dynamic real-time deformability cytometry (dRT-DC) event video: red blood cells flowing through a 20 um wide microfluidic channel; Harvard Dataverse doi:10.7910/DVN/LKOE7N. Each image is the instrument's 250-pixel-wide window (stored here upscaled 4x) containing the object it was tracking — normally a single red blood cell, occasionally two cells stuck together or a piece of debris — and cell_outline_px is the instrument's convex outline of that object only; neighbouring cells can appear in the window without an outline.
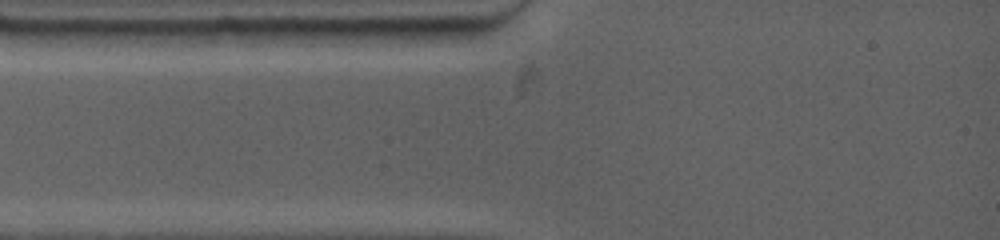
{"species": "common noctule bat (a hibernating species)", "species_latin": "Nyctalus noctula", "temperature_condition": "warm", "stored_images_in_passage": 4, "camera_frame_rate_fps": 4500, "um_per_image_px": 0.085, "animal": {"sex": "female", "body_mass_g": 19.0, "forearm_length_mm": 53.3}, "frame": {"image": 1, "passage_image": 1, "time_ms": 0.0, "image_size_px": [1000, 240], "cell_outline_px": [[484, 32], [452, 44], [436, 48], [388, 48], [364, 32], [364, 28], [484, 28]], "centroid_in_image_um": [35.77, 3.11], "position_along_channel_um": 49.2, "area_um2": 13.41}}